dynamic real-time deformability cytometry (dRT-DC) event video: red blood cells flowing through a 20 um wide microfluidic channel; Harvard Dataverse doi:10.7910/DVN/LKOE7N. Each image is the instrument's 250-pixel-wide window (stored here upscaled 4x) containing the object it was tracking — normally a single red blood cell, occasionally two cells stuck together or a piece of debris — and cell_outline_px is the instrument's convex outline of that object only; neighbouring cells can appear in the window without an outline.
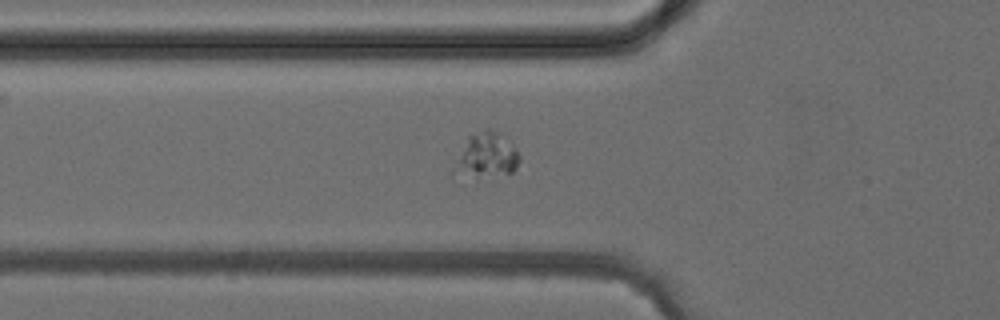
{"species": "common noctule bat (a hibernating species)", "species_latin": "Nyctalus noctula", "temperature_condition": "cold", "stored_images_in_passage": 6, "camera_frame_rate_fps": 3000, "um_per_image_px": 0.085, "animal": {"sex": "female", "body_mass_g": 24.6, "forearm_length_mm": 56.2}, "frame": {"image": 1, "passage_image": 6, "time_ms": 6.0, "image_size_px": [1000, 320], "cell_outline_px": [[520, 160], [516, 168], [512, 172], [476, 180], [452, 176], [452, 168], [468, 136], [484, 128], [488, 128], [496, 132], [520, 156]], "centroid_in_image_um": [41.23, 13.32], "position_along_channel_um": 84.6, "area_um2": 17.28}}